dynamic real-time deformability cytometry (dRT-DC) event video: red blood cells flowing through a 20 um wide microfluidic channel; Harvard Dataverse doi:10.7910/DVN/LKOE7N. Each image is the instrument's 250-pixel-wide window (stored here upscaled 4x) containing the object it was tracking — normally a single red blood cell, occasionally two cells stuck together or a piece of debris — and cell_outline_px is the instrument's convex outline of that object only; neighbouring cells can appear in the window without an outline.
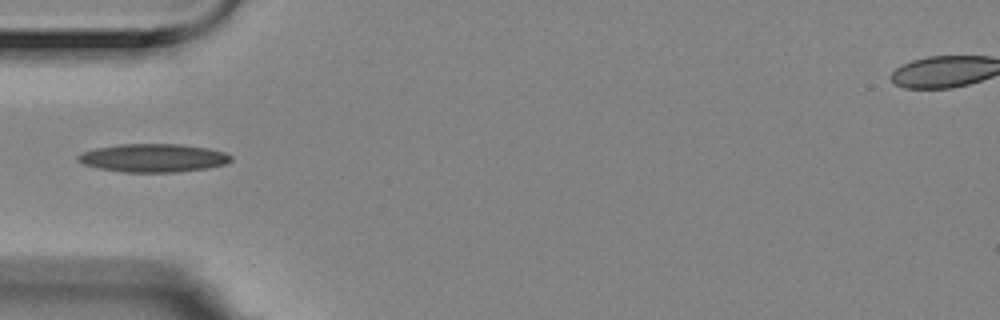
{"species": "Egyptian fruit bat (a non-hibernating species)", "species_latin": "Rousettus aegyptiacus", "temperature_condition": "room temperature", "stored_images_in_passage": 17, "camera_frame_rate_fps": 3000, "um_per_image_px": 0.085, "animal": {"sex": "female"}, "frame": {"image": 1, "passage_image": 1, "time_ms": 0.0, "image_size_px": [1000, 320], "cell_outline_px": [[232, 160], [224, 164], [208, 168], [180, 172], [120, 172], [100, 168], [84, 164], [76, 160], [76, 156], [84, 152], [96, 148], [120, 144], [180, 144], [208, 148], [224, 152], [232, 156]], "centroid_in_image_um": [13.04, 13.43], "position_along_channel_um": 72.0, "area_um2": 25.2}}
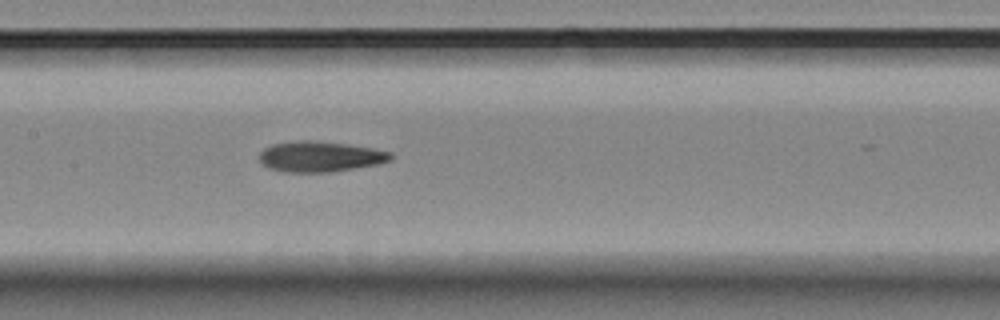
{"frame": {"image": 2, "passage_image": 10, "time_ms": 3.0, "image_size_px": [1000, 320], "cell_outline_px": [[392, 160], [380, 164], [328, 172], [284, 172], [268, 168], [260, 160], [260, 152], [264, 148], [272, 144], [296, 140], [316, 140], [348, 144], [372, 148], [392, 152]], "centroid_in_image_um": [27.22, 13.3], "position_along_channel_um": 180.2, "area_um2": 23.52}}
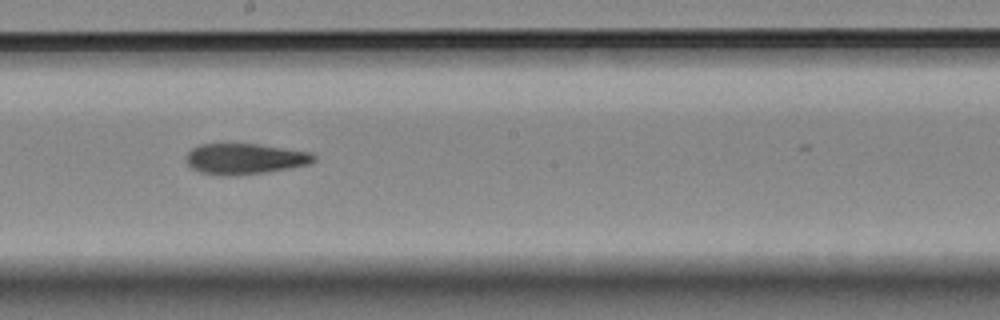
{"frame": {"image": 3, "passage_image": 14, "time_ms": 4.333, "image_size_px": [1000, 320], "cell_outline_px": [[316, 160], [308, 164], [288, 168], [264, 172], [236, 176], [228, 176], [200, 172], [192, 168], [184, 160], [184, 156], [192, 148], [200, 144], [260, 144], [312, 152], [316, 156]], "centroid_in_image_um": [20.8, 13.49], "position_along_channel_um": 227.4, "area_um2": 23.0}}